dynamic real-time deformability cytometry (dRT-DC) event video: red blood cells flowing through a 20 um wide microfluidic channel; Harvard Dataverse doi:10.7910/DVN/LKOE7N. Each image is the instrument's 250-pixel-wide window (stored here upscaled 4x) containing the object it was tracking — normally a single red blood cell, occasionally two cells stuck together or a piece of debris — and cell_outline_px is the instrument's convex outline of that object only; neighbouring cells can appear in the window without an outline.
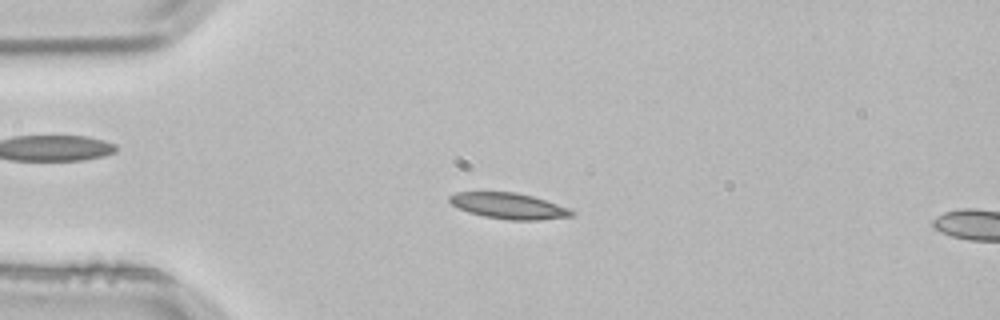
{"species": "common noctule bat (a hibernating species)", "species_latin": "Nyctalus noctula", "temperature_condition": "room temperature", "stored_images_in_passage": 3, "segment_of_instrument_passage": [1, 2], "camera_frame_rate_fps": 3000, "um_per_image_px": 0.085, "animal": {"sex": "male", "body_mass_g": 21.5, "forearm_length_mm": 52.0}, "frame": {"image": 1, "passage_image": 2, "time_ms": 0.333, "image_size_px": [1000, 320], "cell_outline_px": [[576, 212], [572, 216], [540, 220], [508, 220], [484, 216], [468, 212], [452, 204], [448, 200], [448, 196], [456, 192], [516, 192], [532, 196], [568, 208]], "centroid_in_image_um": [43.23, 17.5], "position_along_channel_um": 41.8, "area_um2": 18.32}}